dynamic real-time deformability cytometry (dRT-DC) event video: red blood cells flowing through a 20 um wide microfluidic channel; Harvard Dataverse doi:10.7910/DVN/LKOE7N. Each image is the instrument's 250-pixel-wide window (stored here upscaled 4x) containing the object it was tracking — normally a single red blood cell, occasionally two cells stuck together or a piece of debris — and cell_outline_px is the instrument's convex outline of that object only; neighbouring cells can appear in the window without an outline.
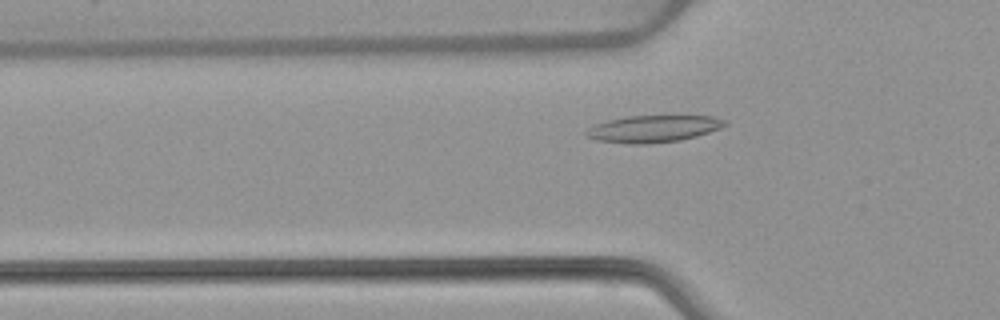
{"species": "common noctule bat (a hibernating species)", "species_latin": "Nyctalus noctula", "temperature_condition": "warm", "stored_images_in_passage": 47, "camera_frame_rate_fps": 3000, "um_per_image_px": 0.085, "animal": {"sex": "female", "body_mass_g": 22.7, "forearm_length_mm": 54.2}, "frame": {"image": 1, "passage_image": 12, "time_ms": 3.667, "image_size_px": [1000, 320], "cell_outline_px": [[728, 124], [720, 128], [696, 136], [680, 140], [644, 144], [628, 144], [596, 140], [584, 136], [584, 132], [588, 128], [596, 124], [608, 120], [624, 116], [712, 116], [728, 120]], "centroid_in_image_um": [55.51, 10.94], "position_along_channel_um": 70.3, "area_um2": 21.85}}
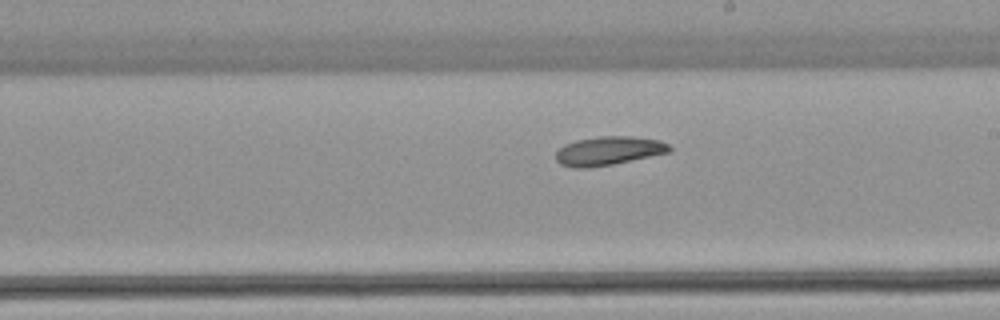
{"frame": {"image": 2, "passage_image": 25, "time_ms": 8.0, "image_size_px": [1000, 320], "cell_outline_px": [[672, 148], [668, 152], [612, 164], [588, 168], [572, 168], [560, 164], [556, 160], [556, 152], [564, 144], [576, 140], [600, 136], [632, 136], [660, 140], [668, 144]], "centroid_in_image_um": [51.69, 12.81], "position_along_channel_um": 237.3, "area_um2": 18.96}}
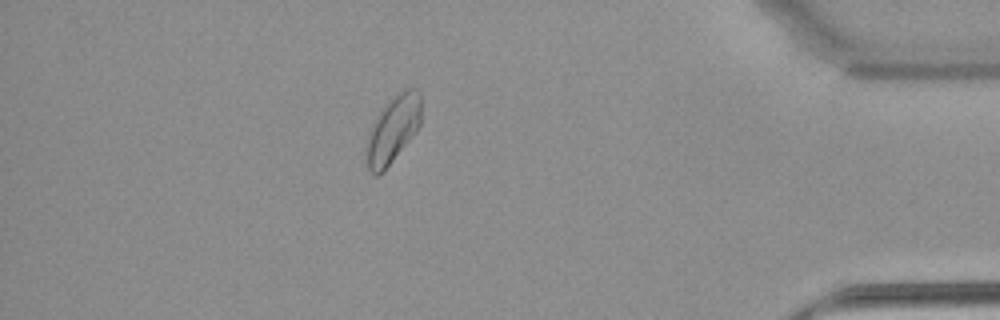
{"frame": {"image": 3, "passage_image": 41, "time_ms": 13.333, "image_size_px": [1000, 320], "cell_outline_px": [[420, 124], [416, 132], [384, 172], [376, 176], [368, 168], [364, 152], [364, 148], [376, 116], [380, 108], [396, 92], [404, 88], [416, 88], [420, 92]], "centroid_in_image_um": [33.38, 10.99], "position_along_channel_um": 401.8, "area_um2": 21.79}, "authors_computed_cell_mechanics": {"area_um2": 20.1144, "velocity_mm_per_s": 3.8585, "shape_relaxation_time_tau1_ms": 10.4173, "shape_relaxation_time_tau2_ms": null, "deformation_change_tau1": 0.1607, "deformation_change_tau2": null}}